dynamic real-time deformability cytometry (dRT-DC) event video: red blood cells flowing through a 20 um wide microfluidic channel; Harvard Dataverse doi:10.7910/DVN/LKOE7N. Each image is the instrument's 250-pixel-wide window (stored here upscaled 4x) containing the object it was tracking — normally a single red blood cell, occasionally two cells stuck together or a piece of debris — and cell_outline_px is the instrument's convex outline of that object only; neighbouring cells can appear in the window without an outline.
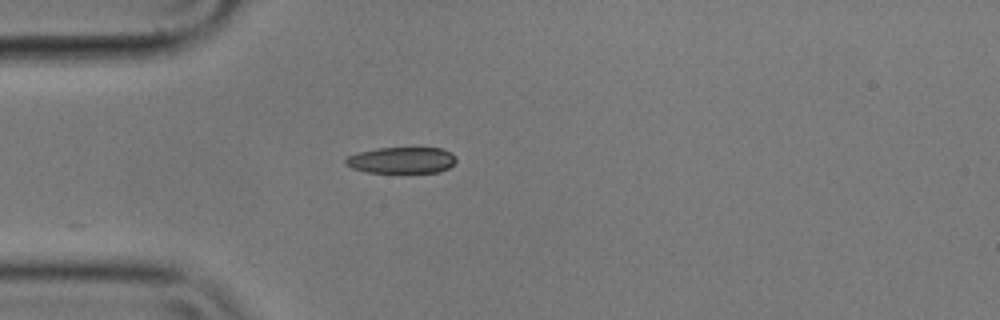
{"species": "common noctule bat (a hibernating species)", "species_latin": "Nyctalus noctula", "temperature_condition": "cold", "stored_images_in_passage": 42, "camera_frame_rate_fps": 3000, "um_per_image_px": 0.085, "animal": {"sex": "male", "body_mass_g": 17.9}, "frame": {"image": 1, "passage_image": 1, "time_ms": 0.0, "image_size_px": [1000, 320], "cell_outline_px": [[456, 160], [448, 168], [440, 172], [368, 172], [352, 168], [344, 164], [344, 156], [376, 148], [412, 144], [440, 148], [452, 152], [456, 156]], "centroid_in_image_um": [34.15, 13.55], "position_along_channel_um": 50.9, "area_um2": 17.92}}
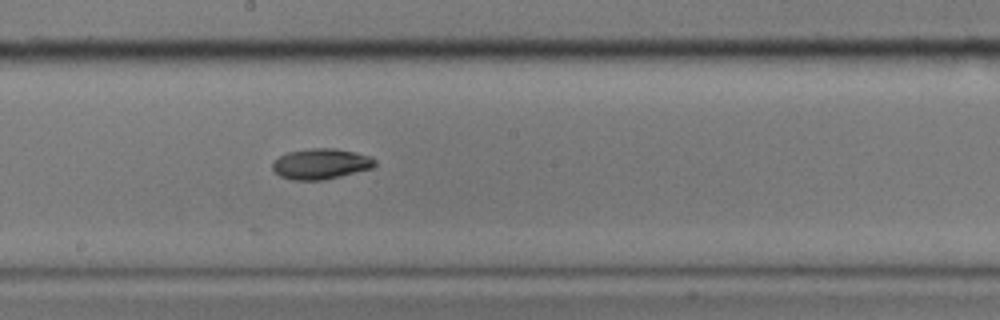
{"frame": {"image": 2, "passage_image": 16, "time_ms": 5.0, "image_size_px": [1000, 320], "cell_outline_px": [[376, 164], [372, 168], [324, 180], [292, 180], [280, 176], [272, 168], [272, 164], [280, 156], [288, 152], [312, 148], [336, 148], [356, 152], [372, 156], [376, 160]], "centroid_in_image_um": [27.31, 13.92], "position_along_channel_um": 220.9, "area_um2": 18.26}}
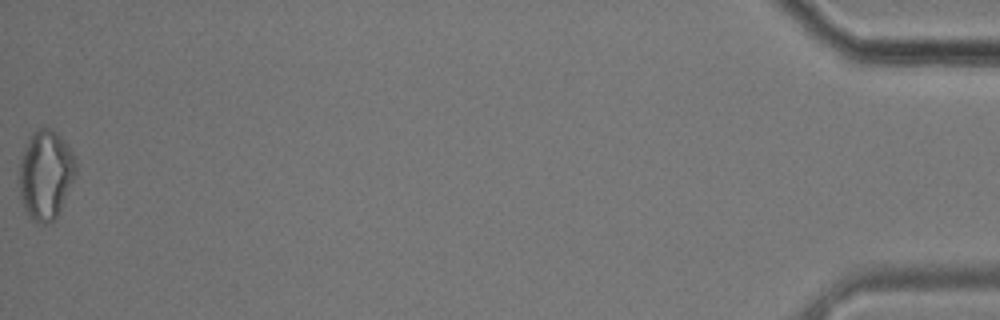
{"frame": {"image": 3, "passage_image": 42, "time_ms": 13.667, "image_size_px": [1000, 320], "cell_outline_px": [[76, 172], [60, 208], [56, 216], [52, 220], [44, 224], [40, 224], [32, 220], [24, 212], [16, 180], [20, 160], [24, 148], [32, 132], [36, 128], [52, 128], [64, 140], [72, 152], [76, 164]], "centroid_in_image_um": [3.81, 14.84], "position_along_channel_um": 431.4, "area_um2": 29.71}, "authors_computed_cell_mechanics": {"area_um2": 18.3226, "velocity_mm_per_s": 3.5678, "shape_relaxation_time_tau1_ms": 5.3334, "shape_relaxation_time_tau2_ms": null, "deformation_change_tau1": 0.1506, "deformation_change_tau2": null}}